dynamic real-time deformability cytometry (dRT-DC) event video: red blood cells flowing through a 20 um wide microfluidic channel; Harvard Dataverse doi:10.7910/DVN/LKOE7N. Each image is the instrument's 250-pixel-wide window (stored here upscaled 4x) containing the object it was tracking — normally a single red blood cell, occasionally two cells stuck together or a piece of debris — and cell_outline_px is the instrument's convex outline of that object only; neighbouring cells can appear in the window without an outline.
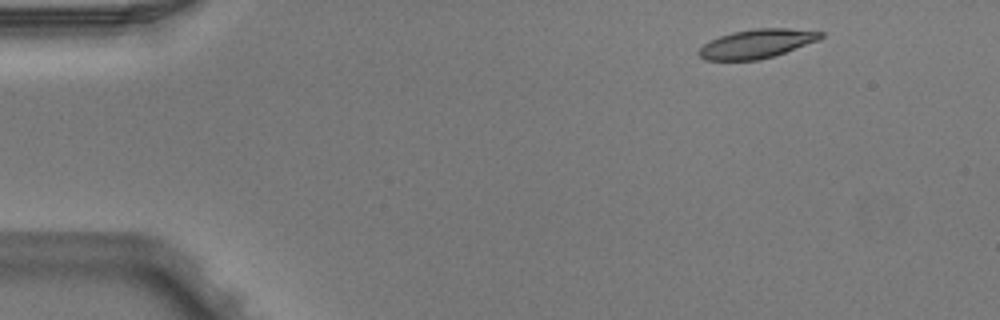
{"species": "Egyptian fruit bat (a non-hibernating species)", "species_latin": "Rousettus aegyptiacus", "temperature_condition": "warm", "stored_images_in_passage": 5, "camera_frame_rate_fps": 3000, "um_per_image_px": 0.085, "animal": {"sex": "male"}, "frame": {"image": 1, "passage_image": 5, "time_ms": 1.333, "image_size_px": [1000, 320], "cell_outline_px": [[824, 36], [816, 40], [784, 52], [760, 60], [704, 60], [696, 52], [704, 44], [720, 36], [732, 32], [752, 28], [788, 28], [824, 32]], "centroid_in_image_um": [64.28, 3.71], "position_along_channel_um": 20.7, "area_um2": 20.29}}